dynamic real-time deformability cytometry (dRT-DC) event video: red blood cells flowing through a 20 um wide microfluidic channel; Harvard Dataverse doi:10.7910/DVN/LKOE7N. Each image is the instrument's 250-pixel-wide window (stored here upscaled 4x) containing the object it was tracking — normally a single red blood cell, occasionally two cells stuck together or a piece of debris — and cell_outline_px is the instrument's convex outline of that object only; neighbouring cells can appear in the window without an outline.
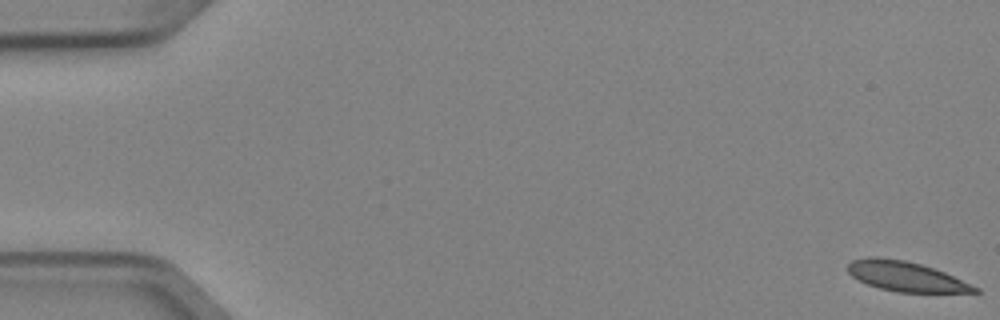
{"species": "Egyptian fruit bat (a non-hibernating species)", "species_latin": "Rousettus aegyptiacus", "temperature_condition": "cold", "stored_images_in_passage": 6, "camera_frame_rate_fps": 3000, "um_per_image_px": 0.085, "animal": {"sex": "female"}, "frame": {"image": 1, "passage_image": 1, "time_ms": 0.0, "image_size_px": [1000, 320], "cell_outline_px": [[980, 292], [900, 292], [880, 288], [868, 284], [852, 276], [848, 272], [848, 264], [852, 260], [868, 256], [876, 256], [904, 260], [920, 264], [944, 272], [972, 284], [980, 288]], "centroid_in_image_um": [77.0, 23.48], "position_along_channel_um": 8.0, "area_um2": 21.85}}
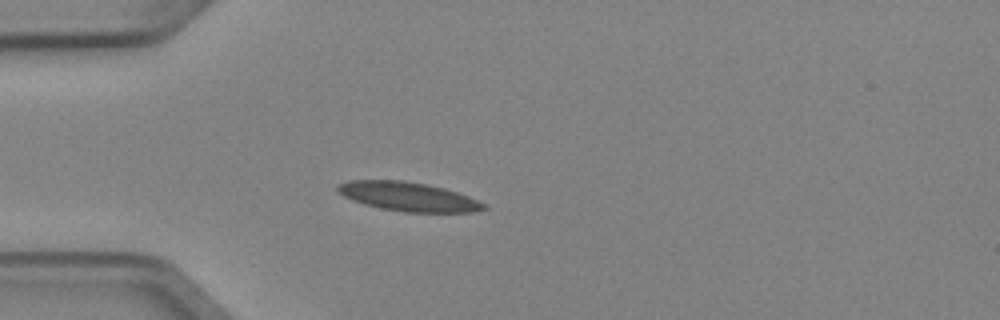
{"frame": {"image": 2, "passage_image": 5, "time_ms": 1.333, "image_size_px": [1000, 320], "cell_outline_px": [[488, 208], [472, 212], [404, 212], [380, 208], [364, 204], [352, 200], [344, 196], [336, 188], [336, 184], [348, 180], [404, 180], [428, 184], [444, 188], [468, 196], [488, 204]], "centroid_in_image_um": [34.71, 16.7], "position_along_channel_um": 50.3, "area_um2": 24.85}}